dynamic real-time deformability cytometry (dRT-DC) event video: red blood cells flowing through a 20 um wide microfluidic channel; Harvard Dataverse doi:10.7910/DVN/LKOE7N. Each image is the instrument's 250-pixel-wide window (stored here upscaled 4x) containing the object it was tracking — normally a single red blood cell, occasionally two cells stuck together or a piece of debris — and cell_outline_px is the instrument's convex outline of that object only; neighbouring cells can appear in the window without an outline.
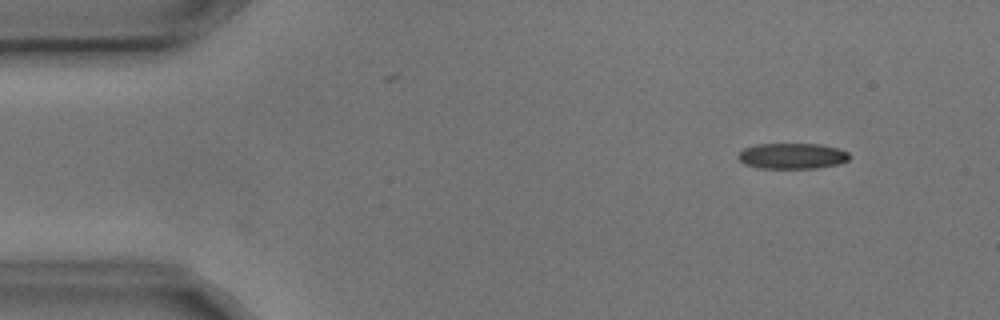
{"species": "common noctule bat (a hibernating species)", "species_latin": "Nyctalus noctula", "temperature_condition": "cold", "stored_images_in_passage": 4, "camera_frame_rate_fps": 3000, "um_per_image_px": 0.085, "animal": {"sex": "male", "body_mass_g": 17.9, "forearm_length_mm": 54.2}, "frame": {"image": 1, "passage_image": 2, "time_ms": 0.333, "image_size_px": [1000, 320], "cell_outline_px": [[852, 156], [848, 160], [840, 164], [816, 168], [760, 168], [744, 164], [736, 156], [744, 148], [756, 144], [820, 144], [836, 148], [848, 152]], "centroid_in_image_um": [67.35, 13.26], "position_along_channel_um": 17.7, "area_um2": 16.76}}